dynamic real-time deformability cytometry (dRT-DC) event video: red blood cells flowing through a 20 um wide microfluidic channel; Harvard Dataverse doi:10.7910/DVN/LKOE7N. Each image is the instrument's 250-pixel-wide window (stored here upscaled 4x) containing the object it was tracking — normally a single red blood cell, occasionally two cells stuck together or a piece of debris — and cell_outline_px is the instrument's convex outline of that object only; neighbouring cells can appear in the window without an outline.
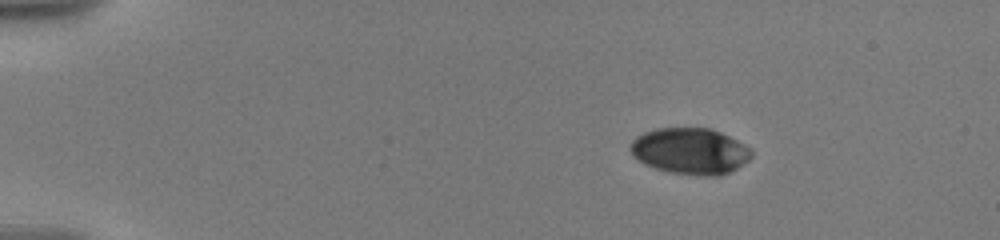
{"species": "human", "species_latin": "Homo sapiens", "temperature_condition": "warm", "stored_images_in_passage": 60, "camera_frame_rate_fps": 3000, "um_per_image_px": 0.085, "donor": {"sex": "male"}, "frame": {"image": 1, "passage_image": 1, "time_ms": 0.0, "image_size_px": [1000, 240], "cell_outline_px": [[752, 156], [748, 160], [736, 168], [720, 176], [696, 176], [668, 172], [644, 164], [632, 156], [628, 148], [632, 140], [636, 136], [644, 132], [656, 128], [712, 128], [752, 148]], "centroid_in_image_um": [58.63, 12.85], "position_along_channel_um": 26.4, "area_um2": 32.95}}
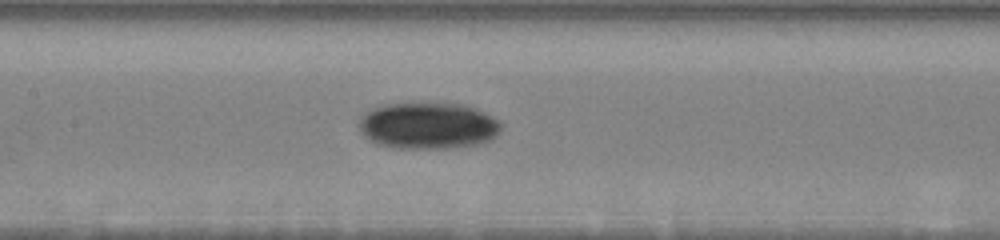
{"frame": {"image": 2, "passage_image": 34, "time_ms": 6.667, "image_size_px": [1000, 240], "cell_outline_px": [[500, 128], [496, 136], [492, 140], [476, 144], [444, 148], [396, 148], [376, 144], [368, 140], [360, 128], [360, 116], [372, 108], [380, 104], [464, 104], [500, 120]], "centroid_in_image_um": [36.36, 10.69], "position_along_channel_um": 171.0, "area_um2": 38.26}}
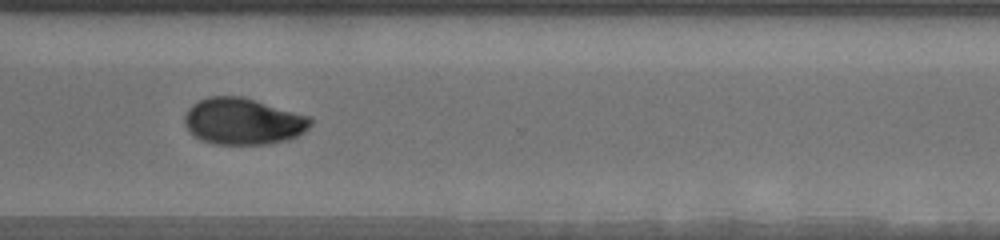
{"frame": {"image": 3, "passage_image": 59, "time_ms": 11.667, "image_size_px": [1000, 240], "cell_outline_px": [[312, 124], [304, 132], [288, 140], [268, 144], [212, 144], [200, 140], [188, 128], [184, 120], [184, 116], [188, 108], [192, 104], [208, 96], [244, 96], [308, 116], [312, 120]], "centroid_in_image_um": [20.66, 10.31], "position_along_channel_um": 349.9, "area_um2": 34.16}}